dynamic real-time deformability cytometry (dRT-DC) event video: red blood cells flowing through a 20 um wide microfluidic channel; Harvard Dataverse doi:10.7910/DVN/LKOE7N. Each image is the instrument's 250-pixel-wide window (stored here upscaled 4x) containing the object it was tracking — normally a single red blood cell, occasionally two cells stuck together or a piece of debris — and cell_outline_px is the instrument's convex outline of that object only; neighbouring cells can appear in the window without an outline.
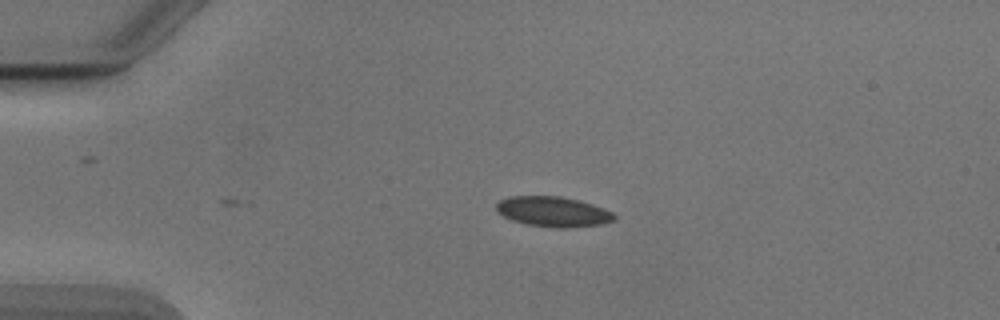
{"species": "Egyptian fruit bat (a non-hibernating species)", "species_latin": "Rousettus aegyptiacus", "temperature_condition": "cold", "stored_images_in_passage": 5, "camera_frame_rate_fps": 3000, "um_per_image_px": 0.085, "animal": {"sex": "male"}, "frame": {"image": 1, "passage_image": 5, "time_ms": 1.333, "image_size_px": [1000, 320], "cell_outline_px": [[616, 216], [612, 220], [600, 224], [568, 228], [556, 228], [528, 224], [512, 220], [496, 212], [496, 204], [500, 200], [508, 196], [560, 196], [592, 204], [612, 212]], "centroid_in_image_um": [46.97, 17.99], "position_along_channel_um": 38.0, "area_um2": 20.52}}